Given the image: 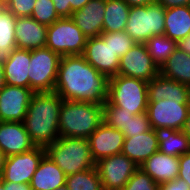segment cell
Here are the masks:
<instances>
[{"mask_svg":"<svg viewBox=\"0 0 190 190\" xmlns=\"http://www.w3.org/2000/svg\"><path fill=\"white\" fill-rule=\"evenodd\" d=\"M109 78L82 55L62 56L54 92L63 100L103 105L108 98Z\"/></svg>","mask_w":190,"mask_h":190,"instance_id":"1","label":"cell"},{"mask_svg":"<svg viewBox=\"0 0 190 190\" xmlns=\"http://www.w3.org/2000/svg\"><path fill=\"white\" fill-rule=\"evenodd\" d=\"M178 177L183 179L190 186V152L182 154L179 157Z\"/></svg>","mask_w":190,"mask_h":190,"instance_id":"37","label":"cell"},{"mask_svg":"<svg viewBox=\"0 0 190 190\" xmlns=\"http://www.w3.org/2000/svg\"><path fill=\"white\" fill-rule=\"evenodd\" d=\"M130 7L124 0H105L103 33L125 31Z\"/></svg>","mask_w":190,"mask_h":190,"instance_id":"26","label":"cell"},{"mask_svg":"<svg viewBox=\"0 0 190 190\" xmlns=\"http://www.w3.org/2000/svg\"><path fill=\"white\" fill-rule=\"evenodd\" d=\"M103 190H122L139 168L126 155L117 154L102 158L95 163Z\"/></svg>","mask_w":190,"mask_h":190,"instance_id":"10","label":"cell"},{"mask_svg":"<svg viewBox=\"0 0 190 190\" xmlns=\"http://www.w3.org/2000/svg\"><path fill=\"white\" fill-rule=\"evenodd\" d=\"M190 109V103H180V99L148 102L147 114L151 127L158 132L182 130Z\"/></svg>","mask_w":190,"mask_h":190,"instance_id":"9","label":"cell"},{"mask_svg":"<svg viewBox=\"0 0 190 190\" xmlns=\"http://www.w3.org/2000/svg\"><path fill=\"white\" fill-rule=\"evenodd\" d=\"M63 99L56 92H37L30 101L24 125L36 146L46 147L60 137L59 116Z\"/></svg>","mask_w":190,"mask_h":190,"instance_id":"2","label":"cell"},{"mask_svg":"<svg viewBox=\"0 0 190 190\" xmlns=\"http://www.w3.org/2000/svg\"><path fill=\"white\" fill-rule=\"evenodd\" d=\"M56 190H68V189H67V187H60V188H58Z\"/></svg>","mask_w":190,"mask_h":190,"instance_id":"51","label":"cell"},{"mask_svg":"<svg viewBox=\"0 0 190 190\" xmlns=\"http://www.w3.org/2000/svg\"><path fill=\"white\" fill-rule=\"evenodd\" d=\"M163 99H180V103H190V86L159 73L148 82V102H160Z\"/></svg>","mask_w":190,"mask_h":190,"instance_id":"20","label":"cell"},{"mask_svg":"<svg viewBox=\"0 0 190 190\" xmlns=\"http://www.w3.org/2000/svg\"><path fill=\"white\" fill-rule=\"evenodd\" d=\"M71 4L72 13L74 11L80 10L84 7L90 0H69Z\"/></svg>","mask_w":190,"mask_h":190,"instance_id":"44","label":"cell"},{"mask_svg":"<svg viewBox=\"0 0 190 190\" xmlns=\"http://www.w3.org/2000/svg\"><path fill=\"white\" fill-rule=\"evenodd\" d=\"M31 17L46 26L60 19L52 0H36Z\"/></svg>","mask_w":190,"mask_h":190,"instance_id":"32","label":"cell"},{"mask_svg":"<svg viewBox=\"0 0 190 190\" xmlns=\"http://www.w3.org/2000/svg\"><path fill=\"white\" fill-rule=\"evenodd\" d=\"M5 160H6V155L0 149V177H1V174L3 172Z\"/></svg>","mask_w":190,"mask_h":190,"instance_id":"47","label":"cell"},{"mask_svg":"<svg viewBox=\"0 0 190 190\" xmlns=\"http://www.w3.org/2000/svg\"><path fill=\"white\" fill-rule=\"evenodd\" d=\"M134 114L123 110V108L115 107L108 101L103 104V121L110 127L116 128L123 132L128 120Z\"/></svg>","mask_w":190,"mask_h":190,"instance_id":"31","label":"cell"},{"mask_svg":"<svg viewBox=\"0 0 190 190\" xmlns=\"http://www.w3.org/2000/svg\"><path fill=\"white\" fill-rule=\"evenodd\" d=\"M155 3L162 5L165 9L177 6H190V0H155Z\"/></svg>","mask_w":190,"mask_h":190,"instance_id":"40","label":"cell"},{"mask_svg":"<svg viewBox=\"0 0 190 190\" xmlns=\"http://www.w3.org/2000/svg\"><path fill=\"white\" fill-rule=\"evenodd\" d=\"M12 0H0V3L3 4L5 7L11 2Z\"/></svg>","mask_w":190,"mask_h":190,"instance_id":"48","label":"cell"},{"mask_svg":"<svg viewBox=\"0 0 190 190\" xmlns=\"http://www.w3.org/2000/svg\"><path fill=\"white\" fill-rule=\"evenodd\" d=\"M87 39L71 18H60L47 28L46 47L61 57L82 55Z\"/></svg>","mask_w":190,"mask_h":190,"instance_id":"7","label":"cell"},{"mask_svg":"<svg viewBox=\"0 0 190 190\" xmlns=\"http://www.w3.org/2000/svg\"><path fill=\"white\" fill-rule=\"evenodd\" d=\"M4 189L5 190H32L31 185L29 183H14V182H5V181H4Z\"/></svg>","mask_w":190,"mask_h":190,"instance_id":"41","label":"cell"},{"mask_svg":"<svg viewBox=\"0 0 190 190\" xmlns=\"http://www.w3.org/2000/svg\"><path fill=\"white\" fill-rule=\"evenodd\" d=\"M16 17L5 9L0 14V63H5L11 52L16 48L15 40Z\"/></svg>","mask_w":190,"mask_h":190,"instance_id":"28","label":"cell"},{"mask_svg":"<svg viewBox=\"0 0 190 190\" xmlns=\"http://www.w3.org/2000/svg\"><path fill=\"white\" fill-rule=\"evenodd\" d=\"M151 124L147 112L142 114H136L131 117L124 127V137H134L137 134H141L151 130Z\"/></svg>","mask_w":190,"mask_h":190,"instance_id":"35","label":"cell"},{"mask_svg":"<svg viewBox=\"0 0 190 190\" xmlns=\"http://www.w3.org/2000/svg\"><path fill=\"white\" fill-rule=\"evenodd\" d=\"M160 69L148 54L145 44H136L120 57L118 75L151 81Z\"/></svg>","mask_w":190,"mask_h":190,"instance_id":"13","label":"cell"},{"mask_svg":"<svg viewBox=\"0 0 190 190\" xmlns=\"http://www.w3.org/2000/svg\"><path fill=\"white\" fill-rule=\"evenodd\" d=\"M48 26L30 17H16V48L34 50L46 47Z\"/></svg>","mask_w":190,"mask_h":190,"instance_id":"18","label":"cell"},{"mask_svg":"<svg viewBox=\"0 0 190 190\" xmlns=\"http://www.w3.org/2000/svg\"><path fill=\"white\" fill-rule=\"evenodd\" d=\"M107 101L134 115L145 113L148 106V82L123 75L111 77Z\"/></svg>","mask_w":190,"mask_h":190,"instance_id":"5","label":"cell"},{"mask_svg":"<svg viewBox=\"0 0 190 190\" xmlns=\"http://www.w3.org/2000/svg\"><path fill=\"white\" fill-rule=\"evenodd\" d=\"M160 74L190 86V55L177 48L161 66Z\"/></svg>","mask_w":190,"mask_h":190,"instance_id":"25","label":"cell"},{"mask_svg":"<svg viewBox=\"0 0 190 190\" xmlns=\"http://www.w3.org/2000/svg\"><path fill=\"white\" fill-rule=\"evenodd\" d=\"M129 7L148 6L155 3V0H124Z\"/></svg>","mask_w":190,"mask_h":190,"instance_id":"43","label":"cell"},{"mask_svg":"<svg viewBox=\"0 0 190 190\" xmlns=\"http://www.w3.org/2000/svg\"><path fill=\"white\" fill-rule=\"evenodd\" d=\"M122 190H159V184L141 168H138Z\"/></svg>","mask_w":190,"mask_h":190,"instance_id":"34","label":"cell"},{"mask_svg":"<svg viewBox=\"0 0 190 190\" xmlns=\"http://www.w3.org/2000/svg\"><path fill=\"white\" fill-rule=\"evenodd\" d=\"M61 56L48 47L31 50L29 88L37 92H53Z\"/></svg>","mask_w":190,"mask_h":190,"instance_id":"8","label":"cell"},{"mask_svg":"<svg viewBox=\"0 0 190 190\" xmlns=\"http://www.w3.org/2000/svg\"><path fill=\"white\" fill-rule=\"evenodd\" d=\"M0 190H5L4 189V181L0 178Z\"/></svg>","mask_w":190,"mask_h":190,"instance_id":"49","label":"cell"},{"mask_svg":"<svg viewBox=\"0 0 190 190\" xmlns=\"http://www.w3.org/2000/svg\"><path fill=\"white\" fill-rule=\"evenodd\" d=\"M5 77L3 65L0 63V90L5 86Z\"/></svg>","mask_w":190,"mask_h":190,"instance_id":"46","label":"cell"},{"mask_svg":"<svg viewBox=\"0 0 190 190\" xmlns=\"http://www.w3.org/2000/svg\"><path fill=\"white\" fill-rule=\"evenodd\" d=\"M139 168L147 173L157 184H161L178 177L179 157L167 155L158 150Z\"/></svg>","mask_w":190,"mask_h":190,"instance_id":"21","label":"cell"},{"mask_svg":"<svg viewBox=\"0 0 190 190\" xmlns=\"http://www.w3.org/2000/svg\"><path fill=\"white\" fill-rule=\"evenodd\" d=\"M182 131L189 137L190 139V109L188 111L187 118L185 120L184 126L182 128Z\"/></svg>","mask_w":190,"mask_h":190,"instance_id":"45","label":"cell"},{"mask_svg":"<svg viewBox=\"0 0 190 190\" xmlns=\"http://www.w3.org/2000/svg\"><path fill=\"white\" fill-rule=\"evenodd\" d=\"M31 50L15 48L3 63L5 84L29 88V65Z\"/></svg>","mask_w":190,"mask_h":190,"instance_id":"22","label":"cell"},{"mask_svg":"<svg viewBox=\"0 0 190 190\" xmlns=\"http://www.w3.org/2000/svg\"><path fill=\"white\" fill-rule=\"evenodd\" d=\"M105 0H90L80 10L72 13L71 19L87 38L103 33Z\"/></svg>","mask_w":190,"mask_h":190,"instance_id":"17","label":"cell"},{"mask_svg":"<svg viewBox=\"0 0 190 190\" xmlns=\"http://www.w3.org/2000/svg\"><path fill=\"white\" fill-rule=\"evenodd\" d=\"M68 190H103L96 167L66 176Z\"/></svg>","mask_w":190,"mask_h":190,"instance_id":"30","label":"cell"},{"mask_svg":"<svg viewBox=\"0 0 190 190\" xmlns=\"http://www.w3.org/2000/svg\"><path fill=\"white\" fill-rule=\"evenodd\" d=\"M32 190H56L66 187V174L45 154L30 182Z\"/></svg>","mask_w":190,"mask_h":190,"instance_id":"23","label":"cell"},{"mask_svg":"<svg viewBox=\"0 0 190 190\" xmlns=\"http://www.w3.org/2000/svg\"><path fill=\"white\" fill-rule=\"evenodd\" d=\"M160 152L180 157L190 152V139L182 130H164L159 132Z\"/></svg>","mask_w":190,"mask_h":190,"instance_id":"27","label":"cell"},{"mask_svg":"<svg viewBox=\"0 0 190 190\" xmlns=\"http://www.w3.org/2000/svg\"><path fill=\"white\" fill-rule=\"evenodd\" d=\"M166 9L157 3L130 7L125 32L137 43L144 44L151 37L163 35Z\"/></svg>","mask_w":190,"mask_h":190,"instance_id":"6","label":"cell"},{"mask_svg":"<svg viewBox=\"0 0 190 190\" xmlns=\"http://www.w3.org/2000/svg\"><path fill=\"white\" fill-rule=\"evenodd\" d=\"M159 190H190V186L181 178L159 184Z\"/></svg>","mask_w":190,"mask_h":190,"instance_id":"39","label":"cell"},{"mask_svg":"<svg viewBox=\"0 0 190 190\" xmlns=\"http://www.w3.org/2000/svg\"><path fill=\"white\" fill-rule=\"evenodd\" d=\"M45 149L66 176L95 167L88 139L60 136Z\"/></svg>","mask_w":190,"mask_h":190,"instance_id":"4","label":"cell"},{"mask_svg":"<svg viewBox=\"0 0 190 190\" xmlns=\"http://www.w3.org/2000/svg\"><path fill=\"white\" fill-rule=\"evenodd\" d=\"M177 48L190 55V34L177 42Z\"/></svg>","mask_w":190,"mask_h":190,"instance_id":"42","label":"cell"},{"mask_svg":"<svg viewBox=\"0 0 190 190\" xmlns=\"http://www.w3.org/2000/svg\"><path fill=\"white\" fill-rule=\"evenodd\" d=\"M144 44L148 54L159 69L177 49V42L168 38L165 34L153 36Z\"/></svg>","mask_w":190,"mask_h":190,"instance_id":"29","label":"cell"},{"mask_svg":"<svg viewBox=\"0 0 190 190\" xmlns=\"http://www.w3.org/2000/svg\"><path fill=\"white\" fill-rule=\"evenodd\" d=\"M102 34L110 41L111 48L119 58L137 44L125 31Z\"/></svg>","mask_w":190,"mask_h":190,"instance_id":"33","label":"cell"},{"mask_svg":"<svg viewBox=\"0 0 190 190\" xmlns=\"http://www.w3.org/2000/svg\"><path fill=\"white\" fill-rule=\"evenodd\" d=\"M46 154L45 147L36 146L21 154L6 157L1 179L5 182L29 183Z\"/></svg>","mask_w":190,"mask_h":190,"instance_id":"11","label":"cell"},{"mask_svg":"<svg viewBox=\"0 0 190 190\" xmlns=\"http://www.w3.org/2000/svg\"><path fill=\"white\" fill-rule=\"evenodd\" d=\"M56 13L60 18H71L72 9L69 0H52Z\"/></svg>","mask_w":190,"mask_h":190,"instance_id":"38","label":"cell"},{"mask_svg":"<svg viewBox=\"0 0 190 190\" xmlns=\"http://www.w3.org/2000/svg\"><path fill=\"white\" fill-rule=\"evenodd\" d=\"M159 149V132L153 128L134 137H125L122 154L140 166Z\"/></svg>","mask_w":190,"mask_h":190,"instance_id":"19","label":"cell"},{"mask_svg":"<svg viewBox=\"0 0 190 190\" xmlns=\"http://www.w3.org/2000/svg\"><path fill=\"white\" fill-rule=\"evenodd\" d=\"M34 94L30 88L5 85L0 90V121L24 122Z\"/></svg>","mask_w":190,"mask_h":190,"instance_id":"14","label":"cell"},{"mask_svg":"<svg viewBox=\"0 0 190 190\" xmlns=\"http://www.w3.org/2000/svg\"><path fill=\"white\" fill-rule=\"evenodd\" d=\"M6 9V7L0 3V14Z\"/></svg>","mask_w":190,"mask_h":190,"instance_id":"50","label":"cell"},{"mask_svg":"<svg viewBox=\"0 0 190 190\" xmlns=\"http://www.w3.org/2000/svg\"><path fill=\"white\" fill-rule=\"evenodd\" d=\"M82 56L109 79L118 75L120 58L115 54L110 46V41L103 34L87 39Z\"/></svg>","mask_w":190,"mask_h":190,"instance_id":"12","label":"cell"},{"mask_svg":"<svg viewBox=\"0 0 190 190\" xmlns=\"http://www.w3.org/2000/svg\"><path fill=\"white\" fill-rule=\"evenodd\" d=\"M36 147L24 122L0 121V149L8 156L21 154Z\"/></svg>","mask_w":190,"mask_h":190,"instance_id":"16","label":"cell"},{"mask_svg":"<svg viewBox=\"0 0 190 190\" xmlns=\"http://www.w3.org/2000/svg\"><path fill=\"white\" fill-rule=\"evenodd\" d=\"M103 122V105L90 102L63 100L59 116V135L62 137H88Z\"/></svg>","mask_w":190,"mask_h":190,"instance_id":"3","label":"cell"},{"mask_svg":"<svg viewBox=\"0 0 190 190\" xmlns=\"http://www.w3.org/2000/svg\"><path fill=\"white\" fill-rule=\"evenodd\" d=\"M124 134L108 126L104 121L88 137L91 155L95 163L105 157L122 153Z\"/></svg>","mask_w":190,"mask_h":190,"instance_id":"15","label":"cell"},{"mask_svg":"<svg viewBox=\"0 0 190 190\" xmlns=\"http://www.w3.org/2000/svg\"><path fill=\"white\" fill-rule=\"evenodd\" d=\"M164 34L175 42L190 34V6L166 9Z\"/></svg>","mask_w":190,"mask_h":190,"instance_id":"24","label":"cell"},{"mask_svg":"<svg viewBox=\"0 0 190 190\" xmlns=\"http://www.w3.org/2000/svg\"><path fill=\"white\" fill-rule=\"evenodd\" d=\"M36 0H12L6 7L15 17H30Z\"/></svg>","mask_w":190,"mask_h":190,"instance_id":"36","label":"cell"}]
</instances>
